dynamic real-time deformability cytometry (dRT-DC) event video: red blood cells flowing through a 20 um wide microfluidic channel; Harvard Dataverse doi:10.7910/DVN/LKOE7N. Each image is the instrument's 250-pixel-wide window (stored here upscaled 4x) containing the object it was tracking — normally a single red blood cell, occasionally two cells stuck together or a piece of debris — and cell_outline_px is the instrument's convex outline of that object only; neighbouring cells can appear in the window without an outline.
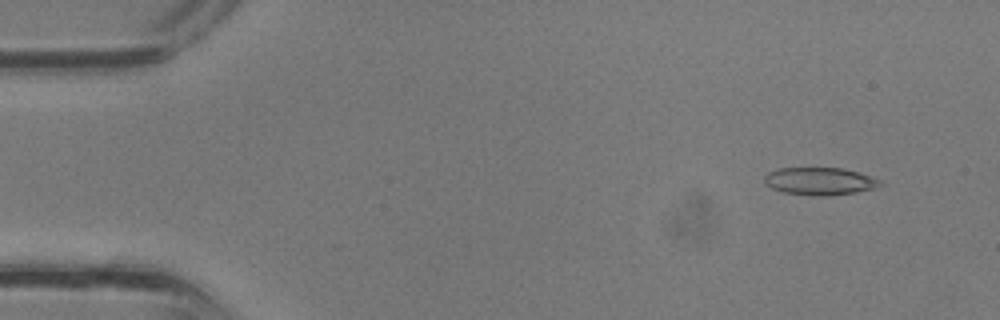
{"species": "common noctule bat (a hibernating species)", "species_latin": "Nyctalus noctula", "temperature_condition": "room temperature", "stored_images_in_passage": 35, "camera_frame_rate_fps": 3000, "um_per_image_px": 0.085, "animal": {"sex": "male", "body_mass_g": 13.3}, "frame": {"image": 1, "passage_image": 3, "time_ms": 0.667, "image_size_px": [1000, 320], "cell_outline_px": [[884, 184], [872, 188], [856, 192], [832, 196], [812, 196], [784, 192], [772, 188], [764, 184], [764, 176], [768, 172], [780, 168], [840, 168], [872, 176], [880, 180]], "centroid_in_image_um": [69.66, 15.41], "position_along_channel_um": 15.3, "area_um2": 18.61}}
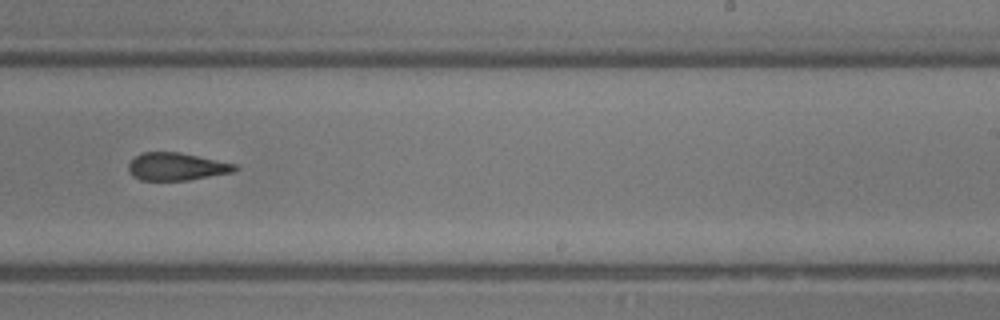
{"frame": {"image": 2, "passage_image": 22, "time_ms": 7.0, "image_size_px": [1000, 320], "cell_outline_px": [[240, 168], [232, 172], [188, 180], [140, 180], [132, 176], [128, 168], [128, 164], [136, 156], [144, 152], [180, 152], [236, 164]], "centroid_in_image_um": [15.0, 14.16], "position_along_channel_um": 274.0, "area_um2": 17.05}}
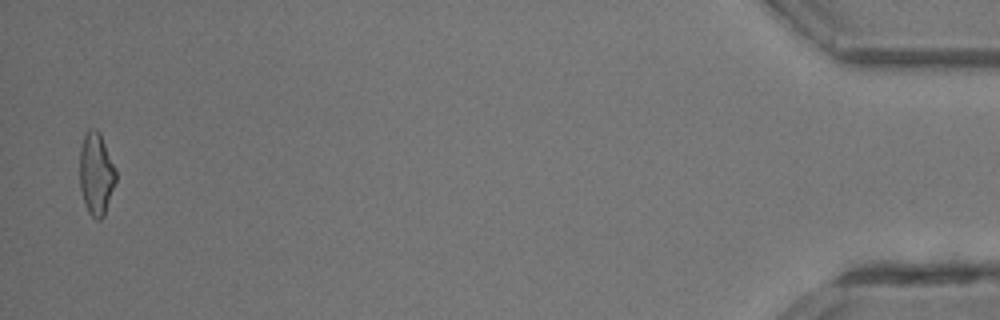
{"frame": {"image": 3, "passage_image": 35, "time_ms": 11.333, "image_size_px": [1000, 320], "cell_outline_px": [[116, 180], [104, 216], [100, 220], [96, 220], [88, 212], [84, 204], [80, 188], [80, 148], [84, 136], [88, 128], [96, 128], [100, 132], [116, 168]], "centroid_in_image_um": [8.17, 14.76], "position_along_channel_um": 427.0, "area_um2": 17.57}}